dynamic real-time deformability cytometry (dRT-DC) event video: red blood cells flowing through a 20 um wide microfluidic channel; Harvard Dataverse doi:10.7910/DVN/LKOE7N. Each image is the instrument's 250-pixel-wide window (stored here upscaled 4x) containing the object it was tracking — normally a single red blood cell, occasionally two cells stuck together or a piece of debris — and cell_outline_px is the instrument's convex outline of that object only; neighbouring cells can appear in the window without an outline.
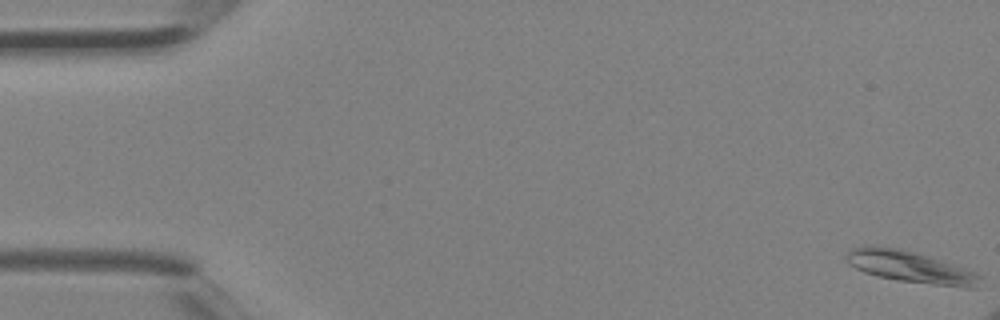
{"species": "Egyptian fruit bat (a non-hibernating species)", "species_latin": "Rousettus aegyptiacus", "temperature_condition": "room temperature", "stored_images_in_passage": 3, "camera_frame_rate_fps": 3000, "um_per_image_px": 0.085, "animal": {"sex": "female"}, "frame": {"image": 1, "passage_image": 1, "time_ms": 0.0, "image_size_px": [1000, 320], "cell_outline_px": [[984, 276], [976, 288], [964, 288], [896, 280], [864, 272], [848, 264], [844, 256], [848, 248], [864, 244], [872, 244], [900, 248], [960, 264]], "centroid_in_image_um": [77.4, 22.65], "position_along_channel_um": 7.6, "area_um2": 25.72}}